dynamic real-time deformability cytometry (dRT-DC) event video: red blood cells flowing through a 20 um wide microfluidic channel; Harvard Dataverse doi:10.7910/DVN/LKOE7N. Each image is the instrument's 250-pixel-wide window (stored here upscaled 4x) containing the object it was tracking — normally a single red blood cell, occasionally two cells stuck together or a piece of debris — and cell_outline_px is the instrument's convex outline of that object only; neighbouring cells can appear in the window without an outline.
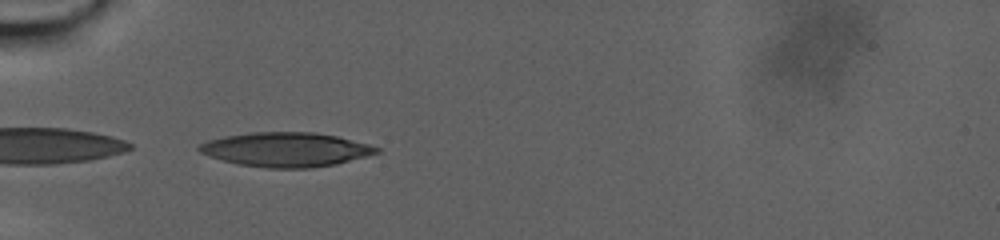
{"species": "human", "species_latin": "Homo sapiens", "temperature_condition": "warm", "stored_images_in_passage": 68, "camera_frame_rate_fps": 3000, "um_per_image_px": 0.085, "donor": {"sex": "male"}, "frame": {"image": 1, "passage_image": 1, "time_ms": 0.0, "image_size_px": [1000, 240], "cell_outline_px": [[380, 152], [336, 164], [308, 168], [268, 168], [240, 164], [208, 156], [200, 152], [196, 148], [200, 144], [208, 140], [224, 136], [252, 132], [316, 132], [336, 136], [368, 144], [380, 148]], "centroid_in_image_um": [24.29, 12.7], "position_along_channel_um": 60.7, "area_um2": 35.26}}
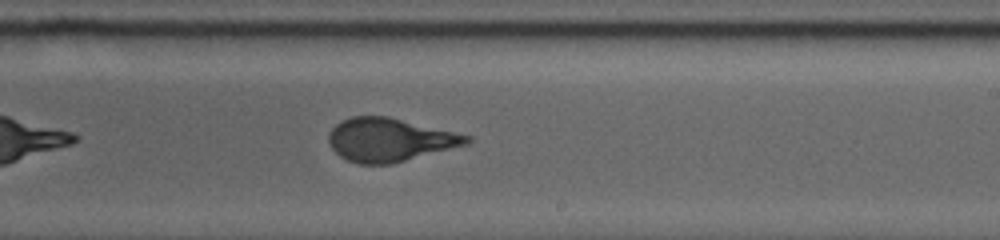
{"frame": {"image": 2, "passage_image": 31, "time_ms": 10.0, "image_size_px": [1000, 240], "cell_outline_px": [[472, 140], [468, 144], [392, 164], [360, 164], [348, 160], [340, 156], [328, 144], [328, 132], [340, 120], [352, 116], [388, 116], [472, 136]], "centroid_in_image_um": [33.1, 11.88], "position_along_channel_um": 255.9, "area_um2": 34.97}}
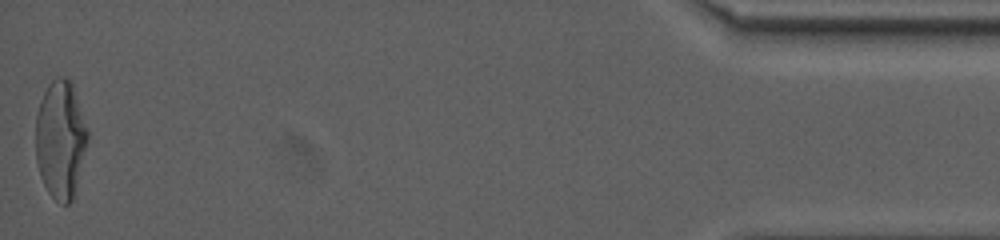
{"frame": {"image": 3, "passage_image": 68, "time_ms": 22.333, "image_size_px": [1000, 240], "cell_outline_px": [[88, 136], [72, 200], [68, 204], [64, 204], [56, 200], [48, 192], [40, 176], [36, 160], [36, 116], [40, 100], [48, 84], [56, 76], [64, 76], [72, 80], [88, 132]], "centroid_in_image_um": [5.12, 11.79], "position_along_channel_um": 430.1, "area_um2": 35.43}, "authors_computed_cell_mechanics": {"area_um2": 35.1424, "velocity_mm_per_s": 2.0629, "shape_relaxation_time_tau1_ms": 10.9177, "shape_relaxation_time_tau2_ms": null, "deformation_change_tau1": 0.2829, "deformation_change_tau2": null}}